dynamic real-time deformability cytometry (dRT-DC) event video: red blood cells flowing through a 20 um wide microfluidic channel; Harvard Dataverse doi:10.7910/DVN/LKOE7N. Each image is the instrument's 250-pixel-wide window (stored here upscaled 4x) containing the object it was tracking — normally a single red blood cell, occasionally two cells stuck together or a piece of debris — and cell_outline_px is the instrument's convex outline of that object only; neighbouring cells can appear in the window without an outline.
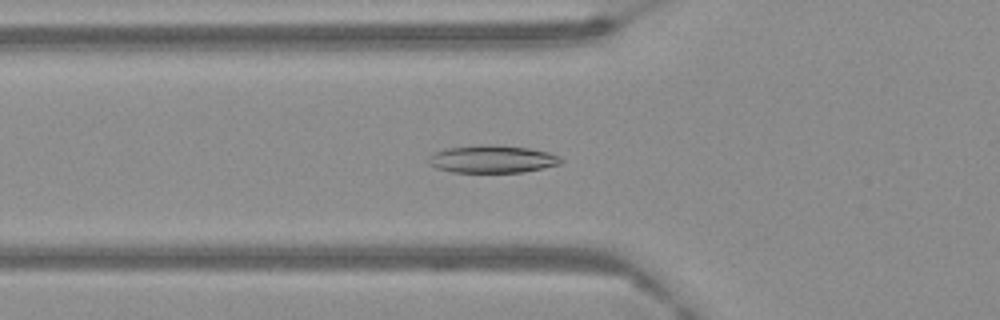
{"species": "Egyptian fruit bat (a non-hibernating species)", "species_latin": "Rousettus aegyptiacus", "temperature_condition": "warm", "stored_images_in_passage": 61, "camera_frame_rate_fps": 3000, "um_per_image_px": 0.085, "frame": {"image": 1, "passage_image": 21, "time_ms": 6.667, "image_size_px": [1000, 320], "cell_outline_px": [[564, 160], [560, 164], [520, 172], [452, 172], [436, 168], [428, 164], [428, 156], [432, 152], [444, 148], [476, 144], [492, 144], [528, 148], [548, 152], [560, 156]], "centroid_in_image_um": [41.77, 13.5], "position_along_channel_um": 84.0, "area_um2": 21.56}}
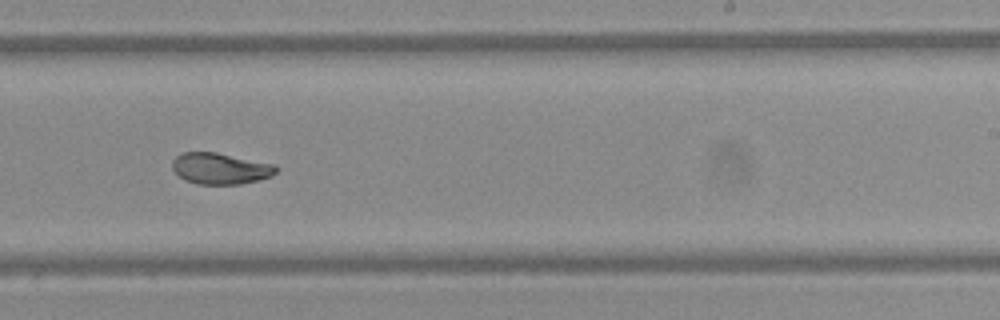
{"frame": {"image": 2, "passage_image": 38, "time_ms": 12.333, "image_size_px": [1000, 320], "cell_outline_px": [[276, 172], [272, 176], [240, 184], [196, 184], [184, 180], [172, 168], [172, 160], [180, 152], [216, 152], [272, 164], [276, 168]], "centroid_in_image_um": [18.67, 14.32], "position_along_channel_um": 270.3, "area_um2": 18.73}}
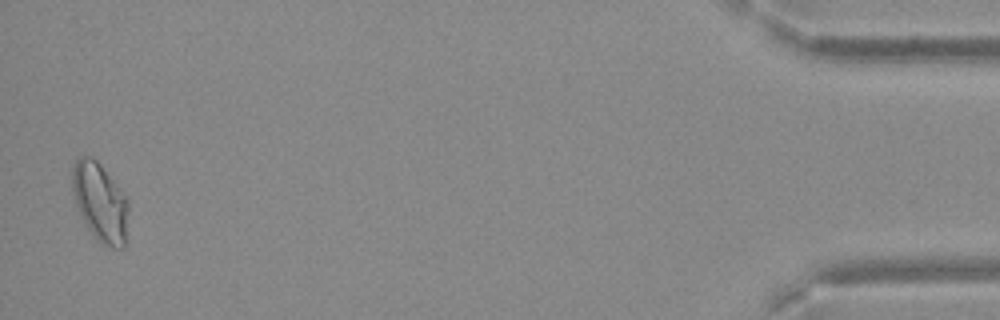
{"frame": {"image": 3, "passage_image": 60, "time_ms": 19.667, "image_size_px": [1000, 320], "cell_outline_px": [[128, 212], [124, 248], [112, 248], [100, 244], [96, 240], [88, 228], [76, 204], [72, 192], [72, 168], [76, 160], [80, 156], [92, 156], [100, 164], [128, 200]], "centroid_in_image_um": [8.5, 17.2], "position_along_channel_um": 426.7, "area_um2": 25.55}}